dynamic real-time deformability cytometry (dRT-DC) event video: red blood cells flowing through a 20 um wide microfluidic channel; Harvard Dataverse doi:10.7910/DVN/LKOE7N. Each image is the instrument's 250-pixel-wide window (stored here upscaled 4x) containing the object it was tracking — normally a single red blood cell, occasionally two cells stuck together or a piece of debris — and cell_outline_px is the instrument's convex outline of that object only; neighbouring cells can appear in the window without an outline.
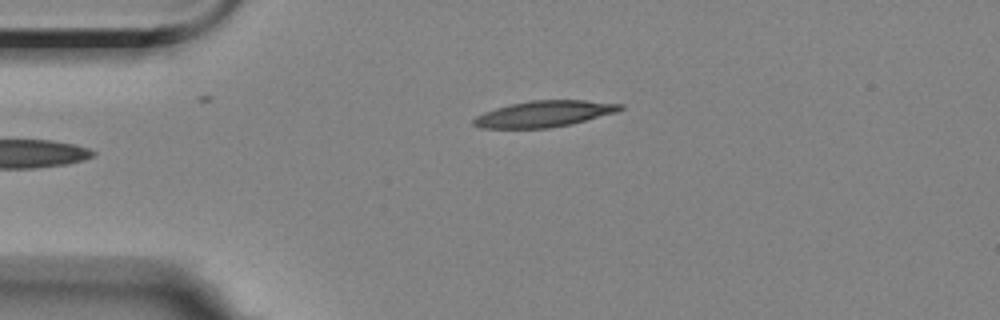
{"species": "Egyptian fruit bat (a non-hibernating species)", "species_latin": "Rousettus aegyptiacus", "temperature_condition": "room temperature", "stored_images_in_passage": 4, "camera_frame_rate_fps": 3000, "um_per_image_px": 0.085, "animal": {"sex": "female"}, "frame": {"image": 1, "passage_image": 4, "time_ms": 3.333, "image_size_px": [1000, 320], "cell_outline_px": [[624, 108], [616, 112], [572, 124], [548, 128], [480, 128], [472, 124], [472, 120], [476, 116], [484, 112], [508, 104], [528, 100], [584, 100], [624, 104]], "centroid_in_image_um": [46.24, 9.67], "position_along_channel_um": 38.8, "area_um2": 22.48}}